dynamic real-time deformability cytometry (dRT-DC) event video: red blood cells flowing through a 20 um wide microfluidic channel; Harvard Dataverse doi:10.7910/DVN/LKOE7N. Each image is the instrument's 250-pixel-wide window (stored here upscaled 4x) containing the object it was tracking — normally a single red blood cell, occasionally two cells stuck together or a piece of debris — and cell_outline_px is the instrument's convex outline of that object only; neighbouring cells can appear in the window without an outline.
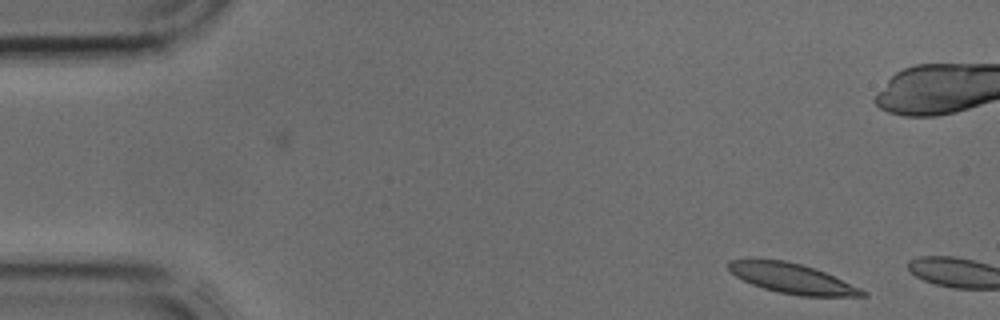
{"species": "common noctule bat (a hibernating species)", "species_latin": "Nyctalus noctula", "temperature_condition": "cold", "stored_images_in_passage": 4, "segment_of_instrument_passage": [2, 2], "camera_frame_rate_fps": 3000, "um_per_image_px": 0.085, "animal": {"sex": "male", "body_mass_g": 17.9, "forearm_length_mm": 54.2}, "frame": {"image": 1, "passage_image": 4, "time_ms": 1.0, "image_size_px": [1000, 320], "cell_outline_px": [[868, 296], [800, 296], [780, 292], [764, 288], [752, 284], [736, 276], [728, 268], [728, 260], [784, 260], [800, 264], [824, 272], [860, 288], [868, 292]], "centroid_in_image_um": [67.35, 23.68], "position_along_channel_um": 17.6, "area_um2": 22.77}}